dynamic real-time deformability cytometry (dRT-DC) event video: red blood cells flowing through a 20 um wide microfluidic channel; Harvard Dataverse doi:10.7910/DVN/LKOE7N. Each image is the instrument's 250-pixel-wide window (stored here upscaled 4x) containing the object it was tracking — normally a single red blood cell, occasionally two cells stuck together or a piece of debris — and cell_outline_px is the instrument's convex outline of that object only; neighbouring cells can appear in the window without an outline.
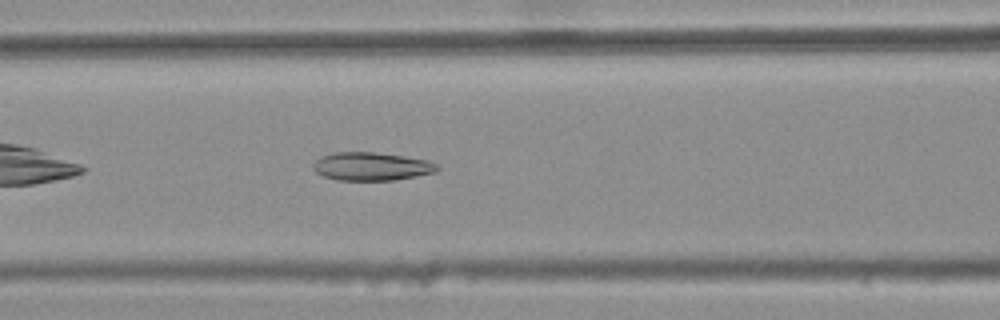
{"species": "common noctule bat (a hibernating species)", "species_latin": "Nyctalus noctula", "temperature_condition": "warm", "stored_images_in_passage": 29, "camera_frame_rate_fps": 3000, "um_per_image_px": 0.085, "animal": {"sex": "female", "body_mass_g": 25.1}, "frame": {"image": 1, "passage_image": 8, "time_ms": 2.333, "image_size_px": [1000, 320], "cell_outline_px": [[440, 168], [436, 172], [416, 176], [392, 180], [336, 180], [324, 176], [316, 172], [312, 168], [312, 164], [320, 156], [336, 152], [372, 152], [404, 156], [428, 160], [436, 164]], "centroid_in_image_um": [31.56, 14.14], "position_along_channel_um": 135.0, "area_um2": 20.4}}
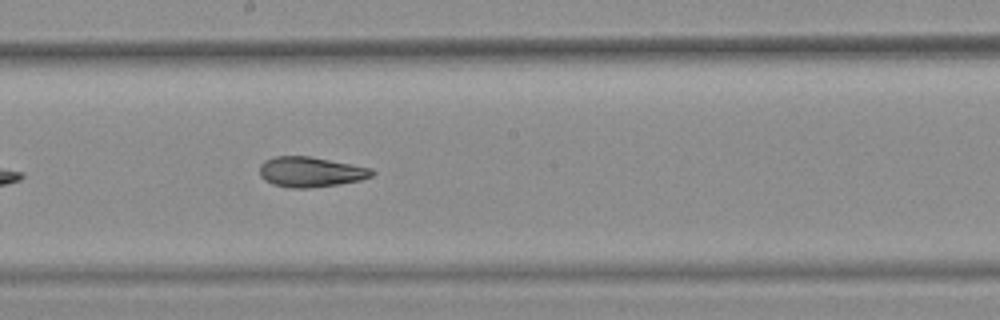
{"frame": {"image": 2, "passage_image": 15, "time_ms": 4.667, "image_size_px": [1000, 320], "cell_outline_px": [[376, 172], [372, 176], [360, 180], [336, 184], [308, 188], [288, 188], [272, 184], [264, 180], [260, 176], [260, 164], [264, 160], [276, 156], [312, 156], [372, 168]], "centroid_in_image_um": [26.39, 14.6], "position_along_channel_um": 221.8, "area_um2": 19.88}}
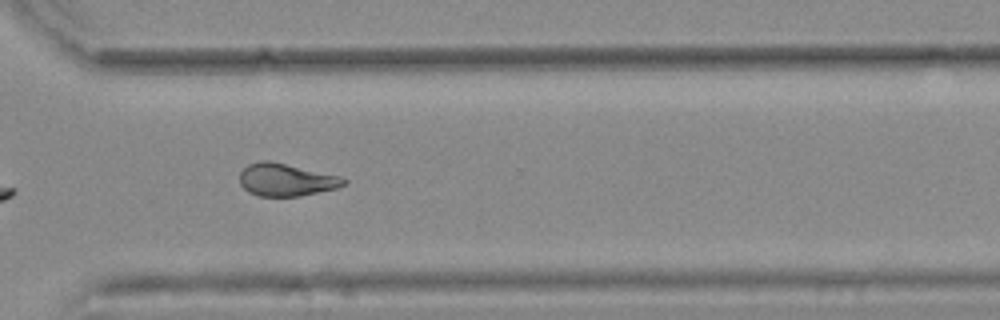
{"frame": {"image": 3, "passage_image": 25, "time_ms": 8.0, "image_size_px": [1000, 320], "cell_outline_px": [[348, 180], [344, 184], [336, 188], [300, 196], [260, 196], [248, 192], [240, 184], [240, 172], [248, 164], [260, 160], [268, 160], [340, 176]], "centroid_in_image_um": [24.29, 15.28], "position_along_channel_um": 346.3, "area_um2": 19.59}, "authors_computed_cell_mechanics": {"area_um2": 19.8254, "velocity_mm_per_s": 3.7269, "shape_relaxation_time_tau1_ms": null, "shape_relaxation_time_tau2_ms": 2.9831, "deformation_change_tau1": null, "deformation_change_tau2": 0.0982}}